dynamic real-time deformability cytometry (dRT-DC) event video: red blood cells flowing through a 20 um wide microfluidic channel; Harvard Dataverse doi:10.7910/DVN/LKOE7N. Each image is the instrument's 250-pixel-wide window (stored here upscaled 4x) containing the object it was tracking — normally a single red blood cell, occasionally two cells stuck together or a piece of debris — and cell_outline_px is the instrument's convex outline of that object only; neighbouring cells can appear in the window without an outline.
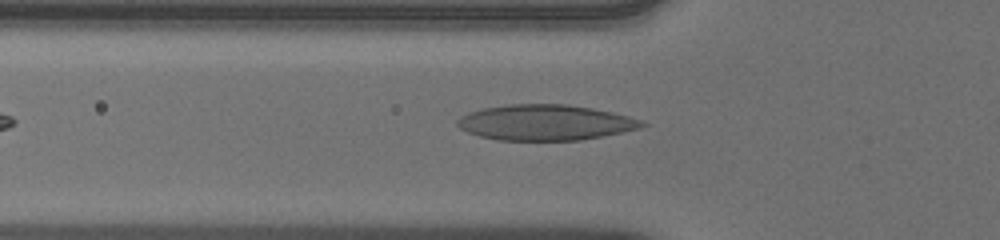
{"species": "human", "species_latin": "Homo sapiens", "temperature_condition": "warm", "stored_images_in_passage": 38, "camera_frame_rate_fps": 3000, "um_per_image_px": 0.085, "donor": {"sex": "male"}, "frame": {"image": 1, "passage_image": 8, "time_ms": 2.333, "image_size_px": [1000, 240], "cell_outline_px": [[648, 124], [640, 128], [580, 140], [496, 140], [480, 136], [468, 132], [460, 128], [456, 124], [456, 120], [460, 116], [468, 112], [484, 108], [508, 104], [568, 104], [592, 108], [612, 112], [644, 120]], "centroid_in_image_um": [46.34, 10.4], "position_along_channel_um": 79.5, "area_um2": 38.26}}
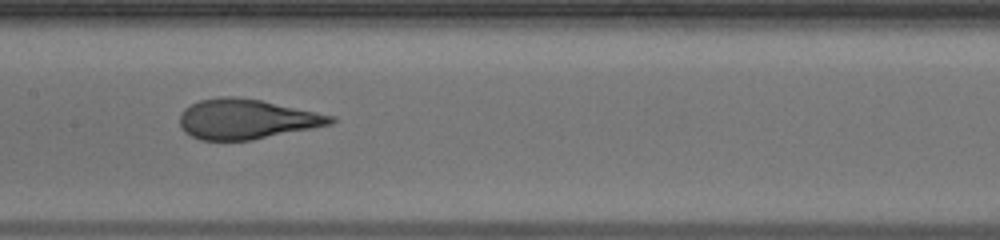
{"frame": {"image": 2, "passage_image": 16, "time_ms": 5.0, "image_size_px": [1000, 240], "cell_outline_px": [[336, 120], [332, 124], [252, 140], [200, 140], [184, 132], [180, 124], [180, 116], [184, 108], [200, 100], [220, 96], [236, 96], [260, 100], [316, 112], [332, 116]], "centroid_in_image_um": [20.91, 10.12], "position_along_channel_um": 186.5, "area_um2": 34.85}}
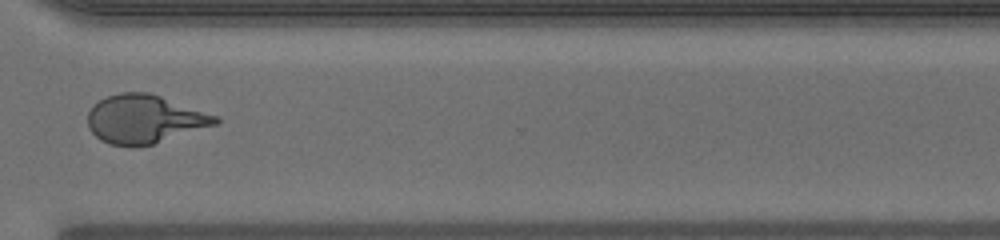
{"frame": {"image": 3, "passage_image": 29, "time_ms": 9.333, "image_size_px": [1000, 240], "cell_outline_px": [[220, 120], [216, 124], [152, 144], [136, 148], [132, 148], [112, 144], [100, 140], [88, 128], [88, 112], [92, 104], [108, 96], [120, 92], [148, 92], [220, 116]], "centroid_in_image_um": [12.26, 10.13], "position_along_channel_um": 358.3, "area_um2": 36.13}, "authors_computed_cell_mechanics": {"area_um2": 35.7493, "velocity_mm_per_s": 3.9746, "shape_relaxation_time_tau1_ms": 7.2342, "shape_relaxation_time_tau2_ms": null, "deformation_change_tau1": 0.2742, "deformation_change_tau2": null}}